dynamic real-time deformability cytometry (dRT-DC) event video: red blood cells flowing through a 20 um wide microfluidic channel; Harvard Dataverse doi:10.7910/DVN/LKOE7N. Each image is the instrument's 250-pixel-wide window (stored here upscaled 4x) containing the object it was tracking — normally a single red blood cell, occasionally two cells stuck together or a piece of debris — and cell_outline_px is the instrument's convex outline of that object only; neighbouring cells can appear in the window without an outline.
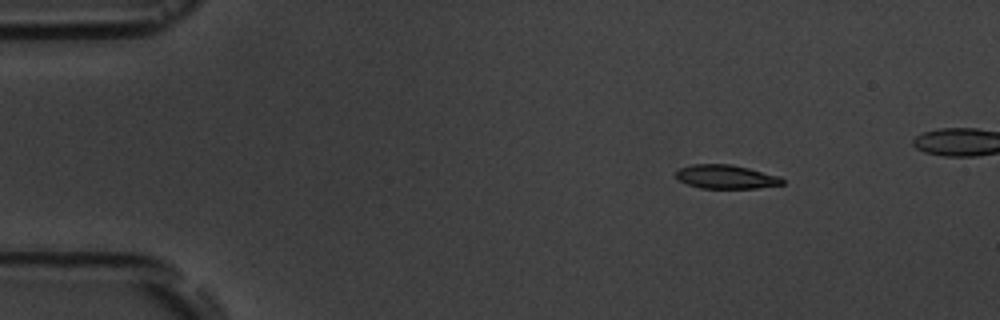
{"species": "common noctule bat (a hibernating species)", "species_latin": "Nyctalus noctula", "temperature_condition": "room temperature", "stored_images_in_passage": 8, "camera_frame_rate_fps": 3000, "um_per_image_px": 0.085, "animal": {"sex": "male", "body_mass_g": 19.5, "forearm_length_mm": 54.6}, "frame": {"image": 1, "passage_image": 2, "time_ms": 1.0, "image_size_px": [1000, 320], "cell_outline_px": [[784, 184], [756, 188], [700, 188], [688, 184], [680, 180], [676, 176], [676, 172], [680, 168], [692, 164], [732, 164], [780, 176], [784, 180]], "centroid_in_image_um": [61.73, 15.02], "position_along_channel_um": 23.3, "area_um2": 14.68}}
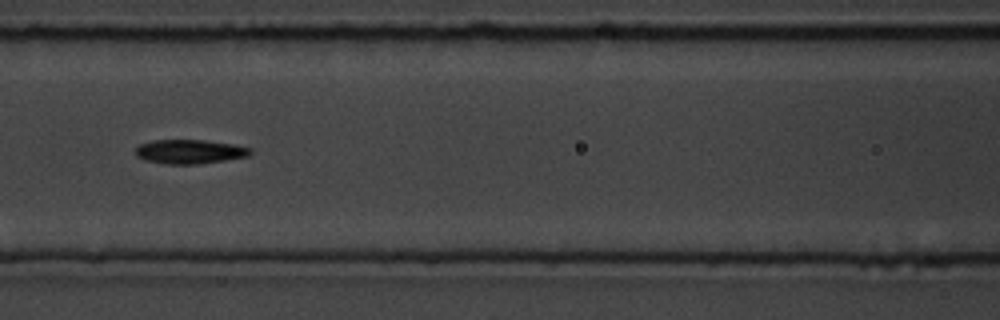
{"frame": {"image": 2, "passage_image": 7, "time_ms": 6.667, "image_size_px": [1000, 320], "cell_outline_px": [[252, 152], [248, 156], [224, 160], [196, 164], [168, 164], [144, 160], [136, 156], [136, 148], [140, 144], [152, 140], [204, 140], [232, 144], [252, 148]], "centroid_in_image_um": [16.11, 12.88], "position_along_channel_um": 150.5, "area_um2": 16.07}}
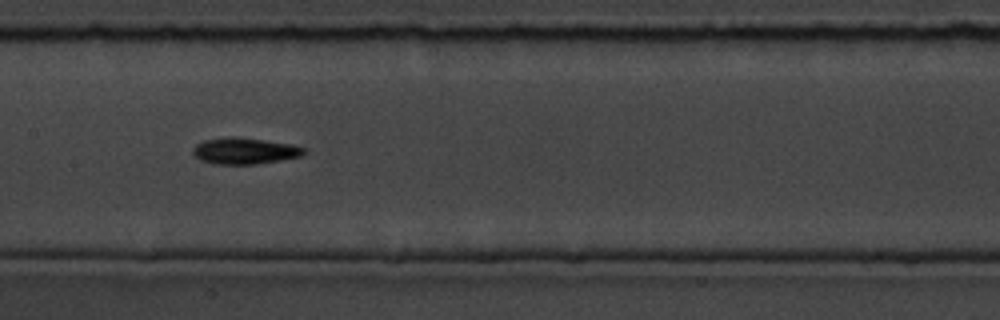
{"frame": {"image": 3, "passage_image": 8, "time_ms": 7.667, "image_size_px": [1000, 320], "cell_outline_px": [[308, 152], [300, 156], [280, 160], [256, 164], [212, 164], [200, 160], [192, 152], [192, 148], [196, 144], [204, 140], [232, 136], [264, 140], [292, 144], [304, 148]], "centroid_in_image_um": [20.78, 12.83], "position_along_channel_um": 186.6, "area_um2": 17.05}}